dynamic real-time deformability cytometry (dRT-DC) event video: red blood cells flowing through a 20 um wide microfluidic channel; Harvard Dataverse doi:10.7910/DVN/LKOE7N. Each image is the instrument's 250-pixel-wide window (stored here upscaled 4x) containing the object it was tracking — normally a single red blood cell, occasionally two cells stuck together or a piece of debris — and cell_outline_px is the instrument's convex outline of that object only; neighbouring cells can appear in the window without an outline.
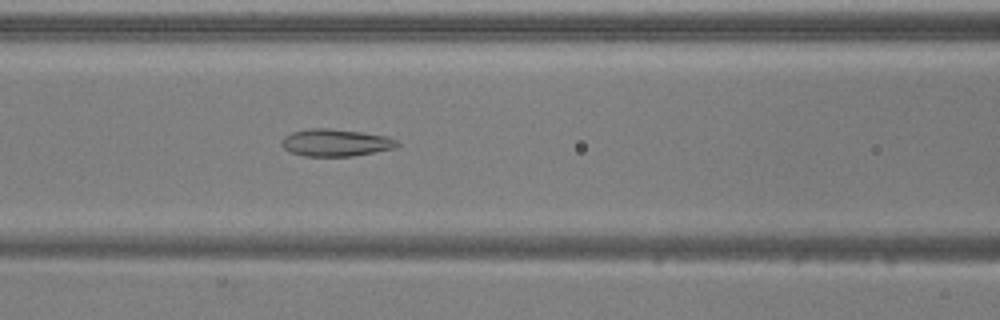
{"species": "common noctule bat (a hibernating species)", "species_latin": "Nyctalus noctula", "temperature_condition": "warm", "stored_images_in_passage": 36, "camera_frame_rate_fps": 3000, "um_per_image_px": 0.085, "animal": {"sex": "male", "body_mass_g": 20.5, "forearm_length_mm": 52.5}, "frame": {"image": 1, "passage_image": 6, "time_ms": 1.667, "image_size_px": [1000, 320], "cell_outline_px": [[400, 144], [396, 148], [352, 156], [304, 156], [292, 152], [284, 148], [280, 144], [284, 136], [292, 132], [308, 128], [328, 128], [360, 132], [384, 136], [396, 140]], "centroid_in_image_um": [28.5, 12.12], "position_along_channel_um": 138.1, "area_um2": 18.21}}
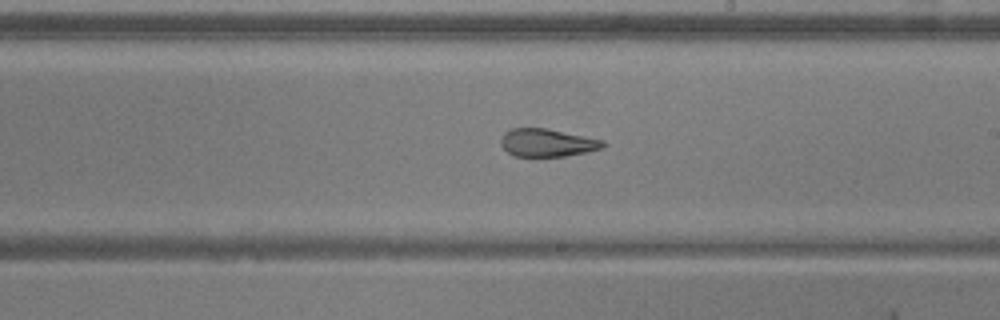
{"frame": {"image": 2, "passage_image": 14, "time_ms": 4.333, "image_size_px": [1000, 320], "cell_outline_px": [[608, 144], [604, 148], [564, 156], [512, 156], [500, 144], [500, 140], [504, 132], [512, 128], [544, 128], [604, 140]], "centroid_in_image_um": [46.51, 12.13], "position_along_channel_um": 242.5, "area_um2": 16.53}}
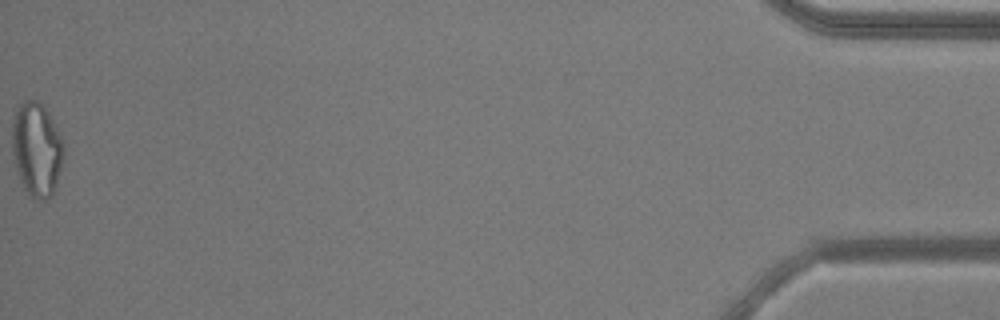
{"frame": {"image": 3, "passage_image": 36, "time_ms": 11.667, "image_size_px": [1000, 320], "cell_outline_px": [[64, 152], [56, 184], [52, 196], [48, 200], [36, 200], [24, 188], [20, 180], [16, 168], [12, 152], [12, 116], [16, 108], [24, 100], [36, 100], [48, 112], [64, 140]], "centroid_in_image_um": [3.11, 12.68], "position_along_channel_um": 432.1, "area_um2": 28.38}, "authors_computed_cell_mechanics": {"area_um2": 18.6983, "velocity_mm_per_s": 3.9117, "shape_relaxation_time_tau1_ms": null, "shape_relaxation_time_tau2_ms": 1.5676, "deformation_change_tau1": null, "deformation_change_tau2": 0.0913}}